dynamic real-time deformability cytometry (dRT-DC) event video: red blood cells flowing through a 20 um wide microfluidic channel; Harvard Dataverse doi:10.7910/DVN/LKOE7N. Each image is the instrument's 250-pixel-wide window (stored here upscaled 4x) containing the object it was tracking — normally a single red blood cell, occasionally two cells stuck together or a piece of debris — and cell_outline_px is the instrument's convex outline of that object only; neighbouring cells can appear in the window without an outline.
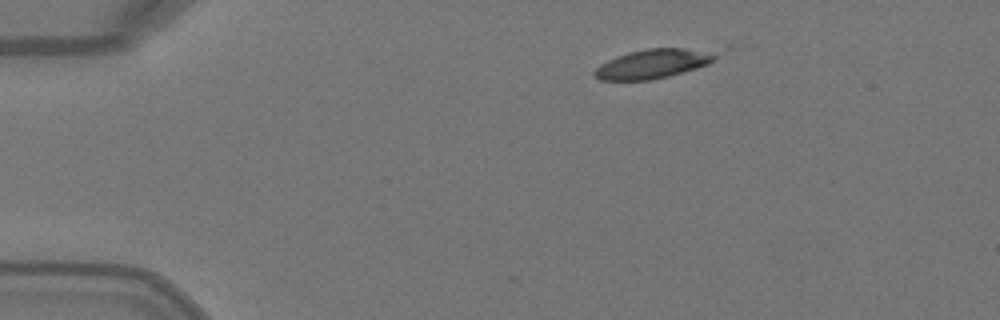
{"species": "Egyptian fruit bat (a non-hibernating species)", "species_latin": "Rousettus aegyptiacus", "temperature_condition": "warm", "stored_images_in_passage": 11, "camera_frame_rate_fps": 3000, "um_per_image_px": 0.085, "animal": {"sex": "female"}, "frame": {"image": 1, "passage_image": 1, "time_ms": 0.0, "image_size_px": [1000, 320], "cell_outline_px": [[732, 48], [708, 64], [696, 68], [668, 76], [652, 80], [600, 80], [592, 72], [600, 64], [616, 56], [628, 52], [648, 48], [728, 44], [732, 44]], "centroid_in_image_um": [55.97, 5.28], "position_along_channel_um": 29.0, "area_um2": 22.83}}
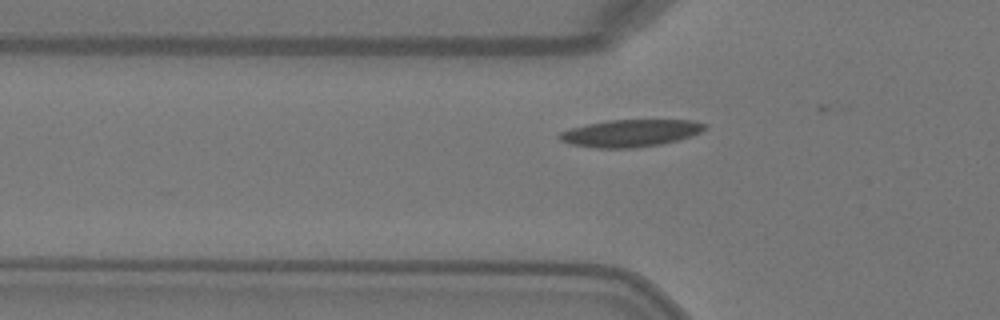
{"frame": {"image": 2, "passage_image": 9, "time_ms": 2.667, "image_size_px": [1000, 320], "cell_outline_px": [[708, 124], [700, 132], [692, 136], [660, 144], [636, 148], [596, 148], [568, 144], [560, 140], [556, 136], [560, 132], [572, 128], [588, 124], [608, 120], [692, 120]], "centroid_in_image_um": [53.56, 11.32], "position_along_channel_um": 72.2, "area_um2": 23.06}}